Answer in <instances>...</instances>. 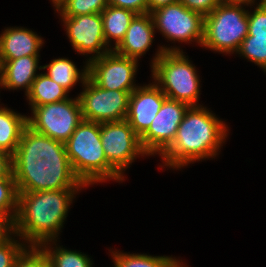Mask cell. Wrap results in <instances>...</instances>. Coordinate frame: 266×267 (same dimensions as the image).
Masks as SVG:
<instances>
[{
    "mask_svg": "<svg viewBox=\"0 0 266 267\" xmlns=\"http://www.w3.org/2000/svg\"><path fill=\"white\" fill-rule=\"evenodd\" d=\"M248 34V11L220 3L204 18L203 47L221 53L237 52Z\"/></svg>",
    "mask_w": 266,
    "mask_h": 267,
    "instance_id": "obj_6",
    "label": "cell"
},
{
    "mask_svg": "<svg viewBox=\"0 0 266 267\" xmlns=\"http://www.w3.org/2000/svg\"><path fill=\"white\" fill-rule=\"evenodd\" d=\"M154 28L150 13L137 14L131 21L124 38L116 47H112V50L121 56L138 60L151 47Z\"/></svg>",
    "mask_w": 266,
    "mask_h": 267,
    "instance_id": "obj_15",
    "label": "cell"
},
{
    "mask_svg": "<svg viewBox=\"0 0 266 267\" xmlns=\"http://www.w3.org/2000/svg\"><path fill=\"white\" fill-rule=\"evenodd\" d=\"M154 27L170 41L195 42L202 45L204 16L189 10L181 2L166 5L150 13Z\"/></svg>",
    "mask_w": 266,
    "mask_h": 267,
    "instance_id": "obj_9",
    "label": "cell"
},
{
    "mask_svg": "<svg viewBox=\"0 0 266 267\" xmlns=\"http://www.w3.org/2000/svg\"><path fill=\"white\" fill-rule=\"evenodd\" d=\"M43 42L32 30L23 27L7 28L0 36V60L39 55Z\"/></svg>",
    "mask_w": 266,
    "mask_h": 267,
    "instance_id": "obj_17",
    "label": "cell"
},
{
    "mask_svg": "<svg viewBox=\"0 0 266 267\" xmlns=\"http://www.w3.org/2000/svg\"><path fill=\"white\" fill-rule=\"evenodd\" d=\"M107 1L108 5L129 9L135 12L136 14L148 13L147 0H107Z\"/></svg>",
    "mask_w": 266,
    "mask_h": 267,
    "instance_id": "obj_31",
    "label": "cell"
},
{
    "mask_svg": "<svg viewBox=\"0 0 266 267\" xmlns=\"http://www.w3.org/2000/svg\"><path fill=\"white\" fill-rule=\"evenodd\" d=\"M46 68L48 69L46 75L68 92L76 85L79 79L83 84L88 77V62H86L85 69L83 68L81 72L76 68V65L67 58L54 59L48 65L42 66V69Z\"/></svg>",
    "mask_w": 266,
    "mask_h": 267,
    "instance_id": "obj_21",
    "label": "cell"
},
{
    "mask_svg": "<svg viewBox=\"0 0 266 267\" xmlns=\"http://www.w3.org/2000/svg\"><path fill=\"white\" fill-rule=\"evenodd\" d=\"M177 2H180V0H147L148 13H151L166 5L174 4Z\"/></svg>",
    "mask_w": 266,
    "mask_h": 267,
    "instance_id": "obj_34",
    "label": "cell"
},
{
    "mask_svg": "<svg viewBox=\"0 0 266 267\" xmlns=\"http://www.w3.org/2000/svg\"><path fill=\"white\" fill-rule=\"evenodd\" d=\"M188 108L186 103L168 98L163 102L150 127L140 137L141 146L148 155H161L173 143Z\"/></svg>",
    "mask_w": 266,
    "mask_h": 267,
    "instance_id": "obj_12",
    "label": "cell"
},
{
    "mask_svg": "<svg viewBox=\"0 0 266 267\" xmlns=\"http://www.w3.org/2000/svg\"><path fill=\"white\" fill-rule=\"evenodd\" d=\"M12 172V156L0 150V179L7 177Z\"/></svg>",
    "mask_w": 266,
    "mask_h": 267,
    "instance_id": "obj_33",
    "label": "cell"
},
{
    "mask_svg": "<svg viewBox=\"0 0 266 267\" xmlns=\"http://www.w3.org/2000/svg\"><path fill=\"white\" fill-rule=\"evenodd\" d=\"M237 53L266 71V38L246 36Z\"/></svg>",
    "mask_w": 266,
    "mask_h": 267,
    "instance_id": "obj_25",
    "label": "cell"
},
{
    "mask_svg": "<svg viewBox=\"0 0 266 267\" xmlns=\"http://www.w3.org/2000/svg\"><path fill=\"white\" fill-rule=\"evenodd\" d=\"M10 232V233H9ZM15 235V220L9 214H0V245L9 241Z\"/></svg>",
    "mask_w": 266,
    "mask_h": 267,
    "instance_id": "obj_32",
    "label": "cell"
},
{
    "mask_svg": "<svg viewBox=\"0 0 266 267\" xmlns=\"http://www.w3.org/2000/svg\"><path fill=\"white\" fill-rule=\"evenodd\" d=\"M166 99V95L155 82L138 86L130 94L126 121L139 137L148 130Z\"/></svg>",
    "mask_w": 266,
    "mask_h": 267,
    "instance_id": "obj_14",
    "label": "cell"
},
{
    "mask_svg": "<svg viewBox=\"0 0 266 267\" xmlns=\"http://www.w3.org/2000/svg\"><path fill=\"white\" fill-rule=\"evenodd\" d=\"M48 242H44L40 246L48 255L50 267H92V261L82 252L71 251L61 247H47ZM47 248V249H46Z\"/></svg>",
    "mask_w": 266,
    "mask_h": 267,
    "instance_id": "obj_23",
    "label": "cell"
},
{
    "mask_svg": "<svg viewBox=\"0 0 266 267\" xmlns=\"http://www.w3.org/2000/svg\"><path fill=\"white\" fill-rule=\"evenodd\" d=\"M183 262H179L175 267H184V265L182 264ZM186 267V266H185Z\"/></svg>",
    "mask_w": 266,
    "mask_h": 267,
    "instance_id": "obj_37",
    "label": "cell"
},
{
    "mask_svg": "<svg viewBox=\"0 0 266 267\" xmlns=\"http://www.w3.org/2000/svg\"><path fill=\"white\" fill-rule=\"evenodd\" d=\"M137 14L129 9L108 5L102 12L103 34L107 46L114 39L116 47L124 38L131 21Z\"/></svg>",
    "mask_w": 266,
    "mask_h": 267,
    "instance_id": "obj_19",
    "label": "cell"
},
{
    "mask_svg": "<svg viewBox=\"0 0 266 267\" xmlns=\"http://www.w3.org/2000/svg\"><path fill=\"white\" fill-rule=\"evenodd\" d=\"M189 10L202 14L204 17L211 13L219 4V0H180Z\"/></svg>",
    "mask_w": 266,
    "mask_h": 267,
    "instance_id": "obj_30",
    "label": "cell"
},
{
    "mask_svg": "<svg viewBox=\"0 0 266 267\" xmlns=\"http://www.w3.org/2000/svg\"><path fill=\"white\" fill-rule=\"evenodd\" d=\"M82 85L85 88L78 98L84 120L96 123L126 120L129 97L133 91L102 89L89 77Z\"/></svg>",
    "mask_w": 266,
    "mask_h": 267,
    "instance_id": "obj_8",
    "label": "cell"
},
{
    "mask_svg": "<svg viewBox=\"0 0 266 267\" xmlns=\"http://www.w3.org/2000/svg\"><path fill=\"white\" fill-rule=\"evenodd\" d=\"M39 55L23 56L19 59L0 60V84L10 90H26L25 95L30 92L31 86L38 74Z\"/></svg>",
    "mask_w": 266,
    "mask_h": 267,
    "instance_id": "obj_16",
    "label": "cell"
},
{
    "mask_svg": "<svg viewBox=\"0 0 266 267\" xmlns=\"http://www.w3.org/2000/svg\"><path fill=\"white\" fill-rule=\"evenodd\" d=\"M17 192L82 189L74 174L65 145L26 126L12 155Z\"/></svg>",
    "mask_w": 266,
    "mask_h": 267,
    "instance_id": "obj_1",
    "label": "cell"
},
{
    "mask_svg": "<svg viewBox=\"0 0 266 267\" xmlns=\"http://www.w3.org/2000/svg\"><path fill=\"white\" fill-rule=\"evenodd\" d=\"M183 53L176 47L161 46L152 61V78L168 99L198 106L199 77Z\"/></svg>",
    "mask_w": 266,
    "mask_h": 267,
    "instance_id": "obj_5",
    "label": "cell"
},
{
    "mask_svg": "<svg viewBox=\"0 0 266 267\" xmlns=\"http://www.w3.org/2000/svg\"><path fill=\"white\" fill-rule=\"evenodd\" d=\"M226 128L206 107L189 106L173 143L160 155L163 166L181 168L196 160L216 157L227 136Z\"/></svg>",
    "mask_w": 266,
    "mask_h": 267,
    "instance_id": "obj_3",
    "label": "cell"
},
{
    "mask_svg": "<svg viewBox=\"0 0 266 267\" xmlns=\"http://www.w3.org/2000/svg\"><path fill=\"white\" fill-rule=\"evenodd\" d=\"M100 136L101 123L83 119L64 143L72 170L85 186L107 179L124 180L108 163Z\"/></svg>",
    "mask_w": 266,
    "mask_h": 267,
    "instance_id": "obj_4",
    "label": "cell"
},
{
    "mask_svg": "<svg viewBox=\"0 0 266 267\" xmlns=\"http://www.w3.org/2000/svg\"><path fill=\"white\" fill-rule=\"evenodd\" d=\"M27 126V116L0 107V150L15 153L24 128Z\"/></svg>",
    "mask_w": 266,
    "mask_h": 267,
    "instance_id": "obj_18",
    "label": "cell"
},
{
    "mask_svg": "<svg viewBox=\"0 0 266 267\" xmlns=\"http://www.w3.org/2000/svg\"><path fill=\"white\" fill-rule=\"evenodd\" d=\"M222 4H228V5H247L252 6L254 4L255 0H219Z\"/></svg>",
    "mask_w": 266,
    "mask_h": 267,
    "instance_id": "obj_35",
    "label": "cell"
},
{
    "mask_svg": "<svg viewBox=\"0 0 266 267\" xmlns=\"http://www.w3.org/2000/svg\"><path fill=\"white\" fill-rule=\"evenodd\" d=\"M14 239L11 238L6 243L0 245V267H14L18 255L26 247V244L19 243Z\"/></svg>",
    "mask_w": 266,
    "mask_h": 267,
    "instance_id": "obj_29",
    "label": "cell"
},
{
    "mask_svg": "<svg viewBox=\"0 0 266 267\" xmlns=\"http://www.w3.org/2000/svg\"><path fill=\"white\" fill-rule=\"evenodd\" d=\"M18 192L13 173L0 179V214H9L14 219L17 213Z\"/></svg>",
    "mask_w": 266,
    "mask_h": 267,
    "instance_id": "obj_26",
    "label": "cell"
},
{
    "mask_svg": "<svg viewBox=\"0 0 266 267\" xmlns=\"http://www.w3.org/2000/svg\"><path fill=\"white\" fill-rule=\"evenodd\" d=\"M63 1H65V0H52V2H53V6L55 7V8H57Z\"/></svg>",
    "mask_w": 266,
    "mask_h": 267,
    "instance_id": "obj_36",
    "label": "cell"
},
{
    "mask_svg": "<svg viewBox=\"0 0 266 267\" xmlns=\"http://www.w3.org/2000/svg\"><path fill=\"white\" fill-rule=\"evenodd\" d=\"M28 246L18 255L14 267H50L48 255L41 246Z\"/></svg>",
    "mask_w": 266,
    "mask_h": 267,
    "instance_id": "obj_27",
    "label": "cell"
},
{
    "mask_svg": "<svg viewBox=\"0 0 266 267\" xmlns=\"http://www.w3.org/2000/svg\"><path fill=\"white\" fill-rule=\"evenodd\" d=\"M100 137L108 163L121 176L137 156L148 155L141 146L140 137L126 120L101 123Z\"/></svg>",
    "mask_w": 266,
    "mask_h": 267,
    "instance_id": "obj_10",
    "label": "cell"
},
{
    "mask_svg": "<svg viewBox=\"0 0 266 267\" xmlns=\"http://www.w3.org/2000/svg\"><path fill=\"white\" fill-rule=\"evenodd\" d=\"M108 6L107 0H65L57 8L62 17L101 13Z\"/></svg>",
    "mask_w": 266,
    "mask_h": 267,
    "instance_id": "obj_24",
    "label": "cell"
},
{
    "mask_svg": "<svg viewBox=\"0 0 266 267\" xmlns=\"http://www.w3.org/2000/svg\"><path fill=\"white\" fill-rule=\"evenodd\" d=\"M31 110L33 117H27V126L62 143L69 139L83 120L78 97L42 106H31Z\"/></svg>",
    "mask_w": 266,
    "mask_h": 267,
    "instance_id": "obj_7",
    "label": "cell"
},
{
    "mask_svg": "<svg viewBox=\"0 0 266 267\" xmlns=\"http://www.w3.org/2000/svg\"><path fill=\"white\" fill-rule=\"evenodd\" d=\"M62 20L67 36L78 53L83 55L96 53L90 58L94 59L112 51L111 47L109 49V46H106L101 13L62 17Z\"/></svg>",
    "mask_w": 266,
    "mask_h": 267,
    "instance_id": "obj_13",
    "label": "cell"
},
{
    "mask_svg": "<svg viewBox=\"0 0 266 267\" xmlns=\"http://www.w3.org/2000/svg\"><path fill=\"white\" fill-rule=\"evenodd\" d=\"M88 77L100 88L112 91H134L138 60L121 56L113 50L87 60Z\"/></svg>",
    "mask_w": 266,
    "mask_h": 267,
    "instance_id": "obj_11",
    "label": "cell"
},
{
    "mask_svg": "<svg viewBox=\"0 0 266 267\" xmlns=\"http://www.w3.org/2000/svg\"><path fill=\"white\" fill-rule=\"evenodd\" d=\"M247 36L266 38V0H261L253 13L248 11Z\"/></svg>",
    "mask_w": 266,
    "mask_h": 267,
    "instance_id": "obj_28",
    "label": "cell"
},
{
    "mask_svg": "<svg viewBox=\"0 0 266 267\" xmlns=\"http://www.w3.org/2000/svg\"><path fill=\"white\" fill-rule=\"evenodd\" d=\"M79 189L18 192L15 234L28 244L54 242Z\"/></svg>",
    "mask_w": 266,
    "mask_h": 267,
    "instance_id": "obj_2",
    "label": "cell"
},
{
    "mask_svg": "<svg viewBox=\"0 0 266 267\" xmlns=\"http://www.w3.org/2000/svg\"><path fill=\"white\" fill-rule=\"evenodd\" d=\"M115 267H175L180 261L168 256L112 252Z\"/></svg>",
    "mask_w": 266,
    "mask_h": 267,
    "instance_id": "obj_22",
    "label": "cell"
},
{
    "mask_svg": "<svg viewBox=\"0 0 266 267\" xmlns=\"http://www.w3.org/2000/svg\"><path fill=\"white\" fill-rule=\"evenodd\" d=\"M69 92L44 74H38L26 95L30 106H42L68 99Z\"/></svg>",
    "mask_w": 266,
    "mask_h": 267,
    "instance_id": "obj_20",
    "label": "cell"
}]
</instances>
